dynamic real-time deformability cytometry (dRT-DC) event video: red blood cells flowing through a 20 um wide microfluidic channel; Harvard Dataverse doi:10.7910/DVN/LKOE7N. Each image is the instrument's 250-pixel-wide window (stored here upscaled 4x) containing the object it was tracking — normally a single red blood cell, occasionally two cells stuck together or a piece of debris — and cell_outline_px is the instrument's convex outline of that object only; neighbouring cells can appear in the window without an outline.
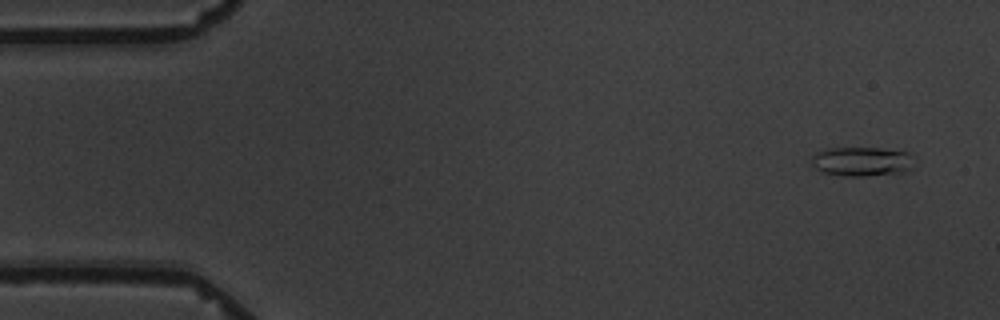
{"species": "common noctule bat (a hibernating species)", "species_latin": "Nyctalus noctula", "temperature_condition": "warm", "stored_images_in_passage": 4, "camera_frame_rate_fps": 3000, "um_per_image_px": 0.085, "animal": {"sex": "male", "body_mass_g": 19.5, "forearm_length_mm": 54.6}, "frame": {"image": 1, "passage_image": 1, "time_ms": 0.0, "image_size_px": [1000, 320], "cell_outline_px": [[912, 172], [864, 176], [848, 176], [824, 172], [816, 168], [812, 164], [812, 156], [816, 152], [828, 148], [880, 148], [908, 152], [912, 168]], "centroid_in_image_um": [73.27, 13.73], "position_along_channel_um": 11.7, "area_um2": 17.46}}